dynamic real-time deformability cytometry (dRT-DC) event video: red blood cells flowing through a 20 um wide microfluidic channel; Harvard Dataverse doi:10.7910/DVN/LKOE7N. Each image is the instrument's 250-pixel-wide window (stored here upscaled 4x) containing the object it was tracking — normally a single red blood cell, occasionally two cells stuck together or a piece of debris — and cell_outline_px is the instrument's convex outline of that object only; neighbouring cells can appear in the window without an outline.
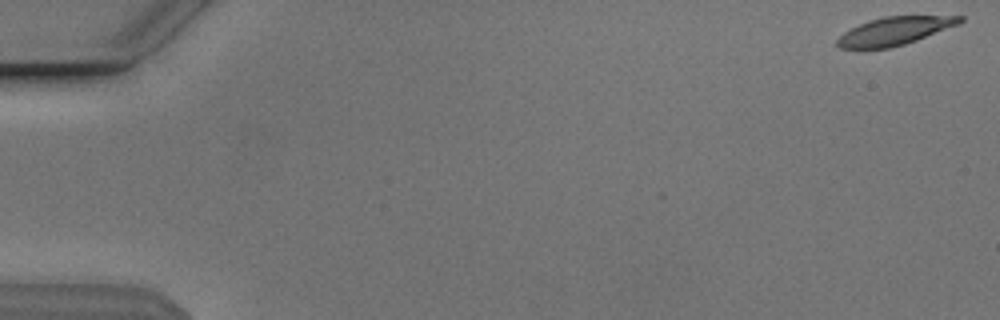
{"species": "Egyptian fruit bat (a non-hibernating species)", "species_latin": "Rousettus aegyptiacus", "temperature_condition": "cold", "stored_images_in_passage": 9, "camera_frame_rate_fps": 3000, "um_per_image_px": 0.085, "animal": {"sex": "male"}, "frame": {"image": 1, "passage_image": 1, "time_ms": 0.0, "image_size_px": [1000, 320], "cell_outline_px": [[964, 20], [960, 24], [916, 40], [904, 44], [888, 48], [840, 48], [836, 44], [836, 40], [844, 32], [868, 20], [884, 16], [964, 16]], "centroid_in_image_um": [76.05, 2.62], "position_along_channel_um": 8.9, "area_um2": 19.83}}